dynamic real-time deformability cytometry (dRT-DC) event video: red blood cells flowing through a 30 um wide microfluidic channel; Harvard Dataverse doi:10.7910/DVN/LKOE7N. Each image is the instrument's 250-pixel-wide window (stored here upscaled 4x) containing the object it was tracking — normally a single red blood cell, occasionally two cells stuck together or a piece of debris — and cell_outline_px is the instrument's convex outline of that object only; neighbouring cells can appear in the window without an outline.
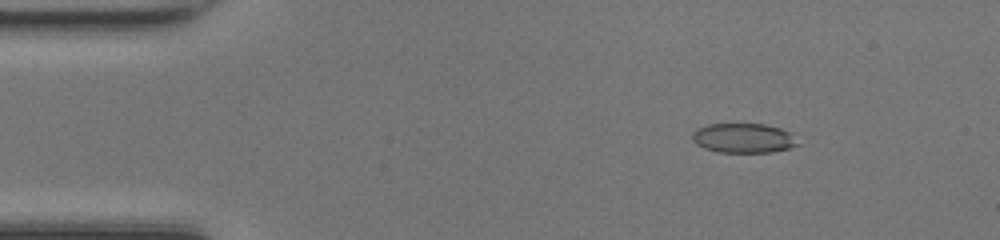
{"species": "common noctule bat (a hibernating species)", "species_latin": "Nyctalus noctula", "temperature_condition": "room temperature", "stored_images_in_passage": 49, "camera_frame_rate_fps": 3000, "um_per_image_px": 0.085, "animal": {"sex": "female", "body_mass_g": 17.0, "forearm_length_mm": 48.0}, "frame": {"image": 1, "passage_image": 7, "time_ms": 2.0, "image_size_px": [1000, 240], "cell_outline_px": [[800, 144], [788, 148], [772, 152], [716, 152], [704, 148], [696, 144], [692, 140], [692, 132], [708, 124], [764, 124], [780, 128], [788, 132]], "centroid_in_image_um": [63.16, 11.74], "position_along_channel_um": 21.8, "area_um2": 18.03}}
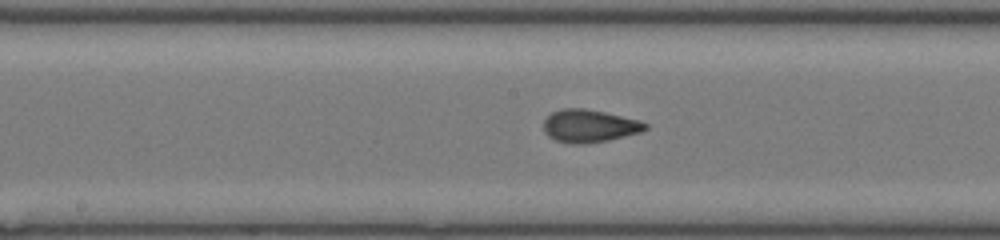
{"frame": {"image": 2, "passage_image": 25, "time_ms": 8.0, "image_size_px": [1000, 240], "cell_outline_px": [[648, 128], [640, 132], [608, 140], [584, 144], [568, 144], [556, 140], [548, 136], [544, 132], [544, 120], [552, 112], [560, 108], [584, 108], [604, 112], [636, 120], [648, 124]], "centroid_in_image_um": [50.05, 10.71], "position_along_channel_um": 198.2, "area_um2": 19.31}}
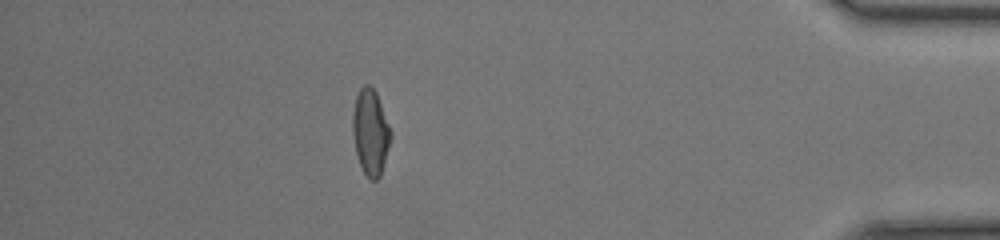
{"frame": {"image": 3, "passage_image": 43, "time_ms": 14.0, "image_size_px": [1000, 240], "cell_outline_px": [[392, 136], [380, 176], [376, 180], [368, 180], [360, 164], [356, 152], [352, 132], [352, 112], [356, 96], [360, 88], [364, 84], [368, 84], [376, 92], [392, 132]], "centroid_in_image_um": [31.48, 11.22], "position_along_channel_um": 403.7, "area_um2": 19.07}, "authors_computed_cell_mechanics": {"area_um2": 19.0162, "velocity_mm_per_s": 4.272, "shape_relaxation_time_tau1_ms": 4.968, "shape_relaxation_time_tau2_ms": 0.9324, "deformation_change_tau1": 0.1809, "deformation_change_tau2": 0.0485}}